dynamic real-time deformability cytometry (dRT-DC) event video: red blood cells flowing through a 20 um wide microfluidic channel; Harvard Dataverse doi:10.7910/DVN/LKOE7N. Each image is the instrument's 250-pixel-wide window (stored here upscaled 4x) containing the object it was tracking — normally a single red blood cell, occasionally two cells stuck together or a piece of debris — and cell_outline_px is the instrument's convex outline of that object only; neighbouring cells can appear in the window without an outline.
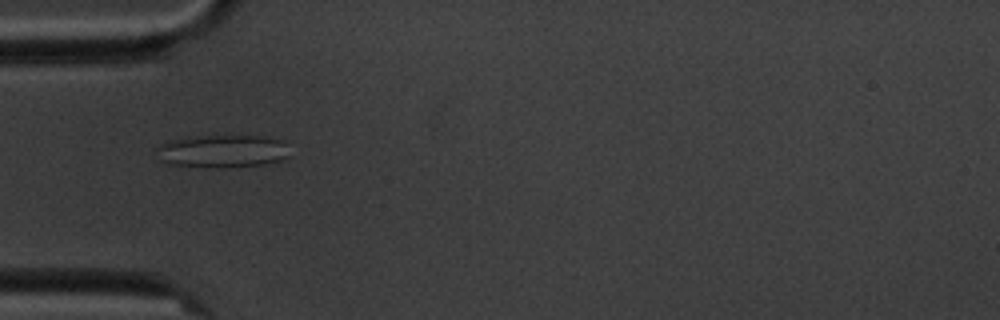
{"species": "common noctule bat (a hibernating species)", "species_latin": "Nyctalus noctula", "temperature_condition": "cold", "stored_images_in_passage": 3, "camera_frame_rate_fps": 3000, "um_per_image_px": 0.085, "animal": {"sex": "male", "body_mass_g": 20.1, "forearm_length_mm": 53.5}, "frame": {"image": 1, "passage_image": 2, "time_ms": 1.333, "image_size_px": [1000, 320], "cell_outline_px": [[288, 160], [264, 164], [224, 168], [208, 168], [168, 164], [160, 160], [156, 148], [160, 144], [168, 140], [196, 136], [260, 136], [284, 140], [288, 156]], "centroid_in_image_um": [18.91, 12.87], "position_along_channel_um": 66.1, "area_um2": 25.84}}
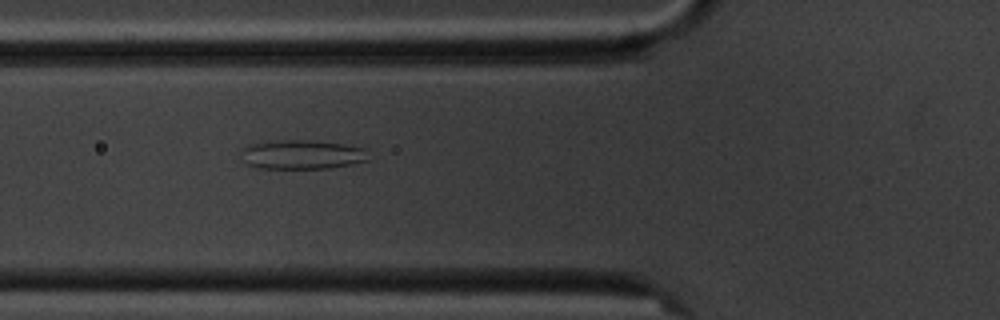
{"frame": {"image": 2, "passage_image": 3, "time_ms": 2.333, "image_size_px": [1000, 320], "cell_outline_px": [[368, 160], [352, 164], [328, 168], [256, 168], [248, 164], [244, 148], [256, 144], [284, 140], [312, 140], [344, 144], [364, 148]], "centroid_in_image_um": [25.78, 13.14], "position_along_channel_um": 100.0, "area_um2": 20.92}}